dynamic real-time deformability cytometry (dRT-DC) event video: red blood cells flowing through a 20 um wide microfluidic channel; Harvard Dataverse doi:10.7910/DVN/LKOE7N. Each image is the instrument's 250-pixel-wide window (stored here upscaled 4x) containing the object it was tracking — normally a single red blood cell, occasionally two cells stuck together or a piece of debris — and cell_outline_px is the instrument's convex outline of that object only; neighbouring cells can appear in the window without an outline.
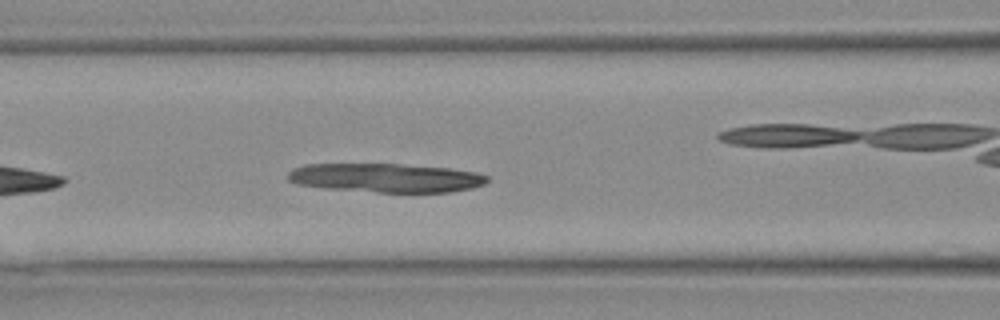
{"species": "Egyptian fruit bat (a non-hibernating species)", "species_latin": "Rousettus aegyptiacus", "temperature_condition": "warm", "stored_images_in_passage": 10, "camera_frame_rate_fps": 3000, "um_per_image_px": 0.085, "animal": {"sex": "female"}, "frame": {"image": 1, "passage_image": 7, "time_ms": 2.0, "image_size_px": [1000, 320], "cell_outline_px": [[488, 180], [484, 184], [472, 188], [448, 192], [380, 192], [328, 188], [296, 184], [288, 180], [288, 172], [292, 168], [304, 164], [400, 164], [448, 168], [476, 172], [488, 176]], "centroid_in_image_um": [32.78, 15.11], "position_along_channel_um": 133.8, "area_um2": 33.47}}